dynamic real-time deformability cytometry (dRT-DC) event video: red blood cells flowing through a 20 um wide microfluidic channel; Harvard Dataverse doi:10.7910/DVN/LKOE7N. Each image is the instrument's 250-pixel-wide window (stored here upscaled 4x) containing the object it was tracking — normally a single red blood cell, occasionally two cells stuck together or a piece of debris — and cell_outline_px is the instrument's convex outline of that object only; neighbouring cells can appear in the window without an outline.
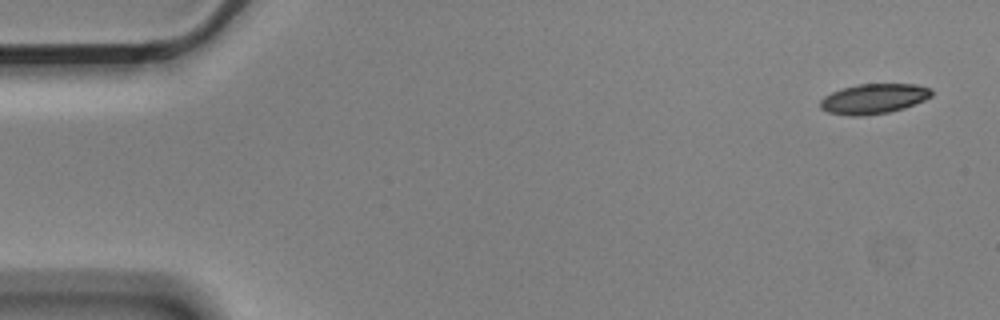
{"species": "Egyptian fruit bat (a non-hibernating species)", "species_latin": "Rousettus aegyptiacus", "temperature_condition": "cold", "stored_images_in_passage": 5, "camera_frame_rate_fps": 3000, "um_per_image_px": 0.085, "animal": {"sex": "male"}, "frame": {"image": 1, "passage_image": 1, "time_ms": 0.0, "image_size_px": [1000, 320], "cell_outline_px": [[932, 96], [924, 100], [904, 108], [888, 112], [864, 116], [848, 116], [828, 112], [820, 108], [820, 100], [824, 96], [832, 92], [856, 84], [916, 84], [932, 88]], "centroid_in_image_um": [74.27, 8.39], "position_along_channel_um": 10.7, "area_um2": 19.54}}
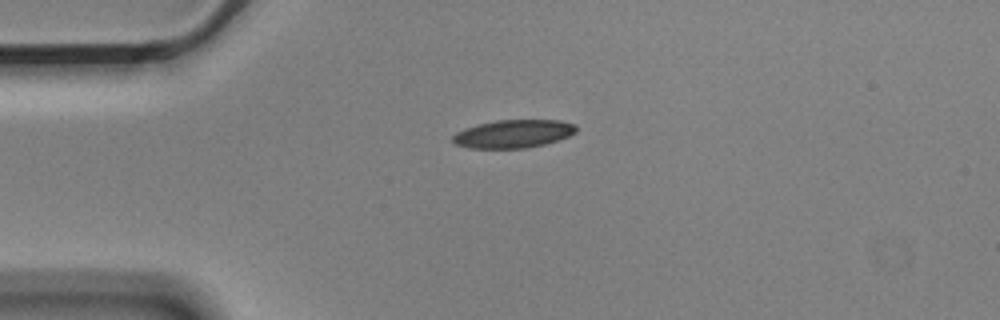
{"frame": {"image": 2, "passage_image": 4, "time_ms": 1.0, "image_size_px": [1000, 320], "cell_outline_px": [[576, 132], [568, 136], [544, 144], [528, 148], [468, 148], [456, 144], [452, 140], [452, 136], [456, 132], [464, 128], [496, 120], [560, 120], [576, 124]], "centroid_in_image_um": [43.63, 11.37], "position_along_channel_um": 41.4, "area_um2": 20.17}}